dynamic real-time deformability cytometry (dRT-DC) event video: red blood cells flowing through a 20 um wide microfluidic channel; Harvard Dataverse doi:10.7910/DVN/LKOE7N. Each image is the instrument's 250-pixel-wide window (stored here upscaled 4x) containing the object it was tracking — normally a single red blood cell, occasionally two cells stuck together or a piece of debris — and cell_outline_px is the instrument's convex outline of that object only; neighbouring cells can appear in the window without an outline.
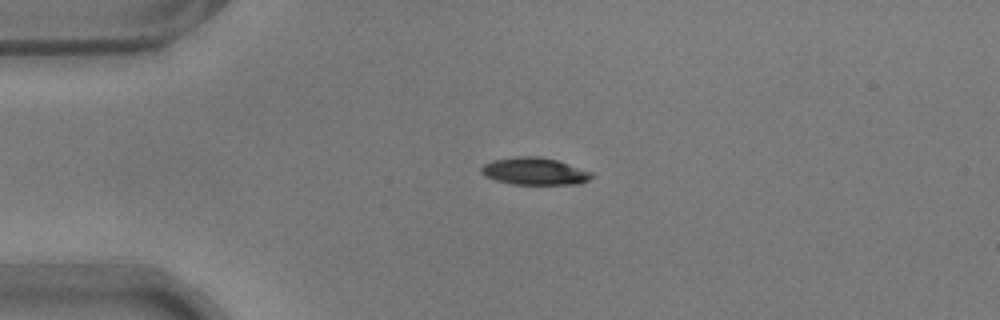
{"species": "common noctule bat (a hibernating species)", "species_latin": "Nyctalus noctula", "temperature_condition": "warm", "stored_images_in_passage": 42, "camera_frame_rate_fps": 3000, "um_per_image_px": 0.085, "animal": {"sex": "male", "body_mass_g": 17.9}, "frame": {"image": 1, "passage_image": 1, "time_ms": 0.0, "image_size_px": [1000, 320], "cell_outline_px": [[596, 176], [580, 184], [512, 184], [496, 180], [484, 176], [480, 172], [480, 168], [484, 164], [492, 160], [516, 156], [540, 156], [556, 160], [592, 172]], "centroid_in_image_um": [45.43, 14.55], "position_along_channel_um": 39.6, "area_um2": 17.63}}
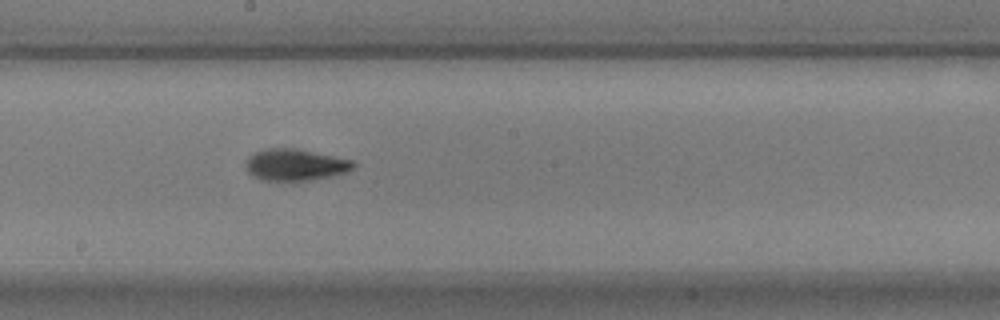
{"frame": {"image": 2, "passage_image": 18, "time_ms": 5.667, "image_size_px": [1000, 320], "cell_outline_px": [[356, 164], [348, 172], [312, 180], [292, 184], [260, 180], [252, 176], [248, 172], [244, 164], [248, 156], [256, 152], [268, 148], [296, 148], [352, 160]], "centroid_in_image_um": [25.04, 14.06], "position_along_channel_um": 223.2, "area_um2": 20.58}}
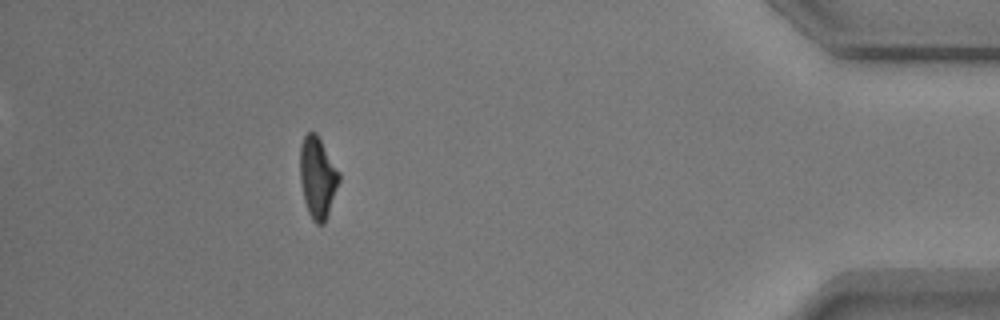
{"frame": {"image": 3, "passage_image": 37, "time_ms": 12.0, "image_size_px": [1000, 320], "cell_outline_px": [[340, 180], [328, 216], [324, 224], [316, 224], [312, 220], [308, 212], [304, 200], [300, 180], [300, 144], [304, 136], [308, 132], [316, 132], [340, 172]], "centroid_in_image_um": [27.0, 15.09], "position_along_channel_um": 408.2, "area_um2": 18.67}, "authors_computed_cell_mechanics": {"area_um2": 18.6694, "velocity_mm_per_s": 3.7406, "shape_relaxation_time_tau1_ms": 2.3306, "shape_relaxation_time_tau2_ms": 3.7442, "deformation_change_tau1": 0.1422, "deformation_change_tau2": 0.0972}}